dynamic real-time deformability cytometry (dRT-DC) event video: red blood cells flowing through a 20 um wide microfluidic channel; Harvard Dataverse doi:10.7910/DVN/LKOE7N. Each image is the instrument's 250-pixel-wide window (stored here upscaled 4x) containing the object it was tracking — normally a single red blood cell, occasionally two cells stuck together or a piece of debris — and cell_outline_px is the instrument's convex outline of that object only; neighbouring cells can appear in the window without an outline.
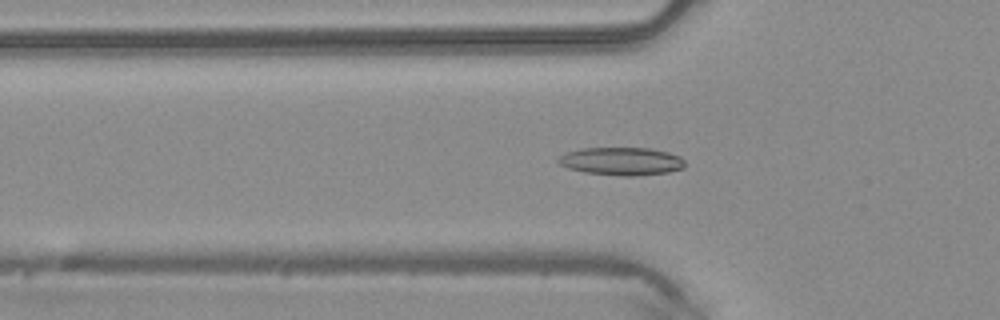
{"species": "common noctule bat (a hibernating species)", "species_latin": "Nyctalus noctula", "temperature_condition": "warm", "stored_images_in_passage": 43, "camera_frame_rate_fps": 3000, "um_per_image_px": 0.085, "animal": {"sex": "male", "body_mass_g": 20.4}, "frame": {"image": 1, "passage_image": 15, "time_ms": 4.667, "image_size_px": [1000, 320], "cell_outline_px": [[684, 168], [668, 172], [636, 176], [624, 176], [584, 172], [568, 168], [560, 164], [556, 160], [560, 156], [568, 152], [580, 148], [648, 148], [668, 152], [680, 156], [684, 160]], "centroid_in_image_um": [52.83, 13.7], "position_along_channel_um": 73.0, "area_um2": 20.58}}
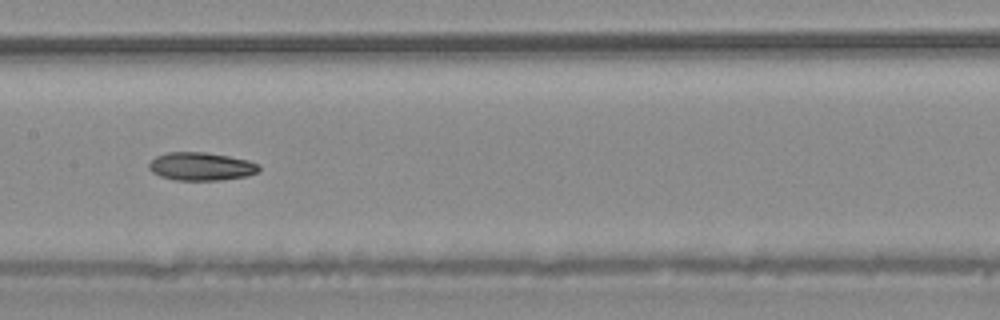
{"frame": {"image": 2, "passage_image": 23, "time_ms": 7.333, "image_size_px": [1000, 320], "cell_outline_px": [[260, 172], [248, 176], [220, 180], [176, 180], [160, 176], [152, 172], [148, 168], [148, 164], [156, 156], [168, 152], [204, 152], [228, 156], [248, 160], [260, 164]], "centroid_in_image_um": [17.12, 14.15], "position_along_channel_um": 190.3, "area_um2": 18.15}}
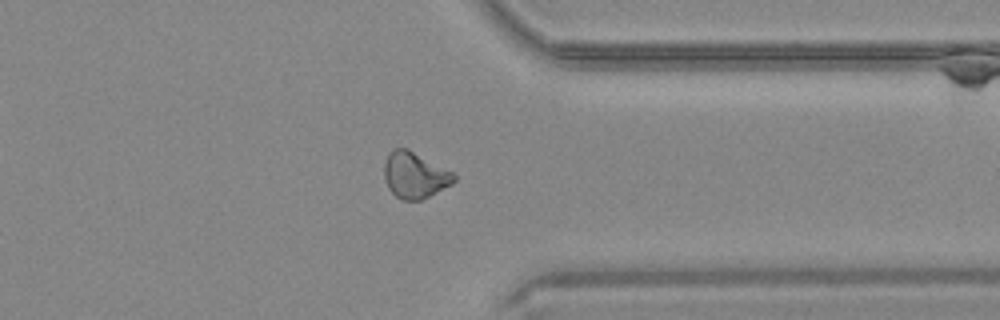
{"frame": {"image": 3, "passage_image": 36, "time_ms": 11.667, "image_size_px": [1000, 320], "cell_outline_px": [[456, 180], [452, 184], [420, 200], [400, 200], [388, 188], [384, 176], [384, 164], [388, 152], [392, 148], [408, 148], [452, 172], [456, 176]], "centroid_in_image_um": [35.22, 14.87], "position_along_channel_um": 376.2, "area_um2": 18.73}}